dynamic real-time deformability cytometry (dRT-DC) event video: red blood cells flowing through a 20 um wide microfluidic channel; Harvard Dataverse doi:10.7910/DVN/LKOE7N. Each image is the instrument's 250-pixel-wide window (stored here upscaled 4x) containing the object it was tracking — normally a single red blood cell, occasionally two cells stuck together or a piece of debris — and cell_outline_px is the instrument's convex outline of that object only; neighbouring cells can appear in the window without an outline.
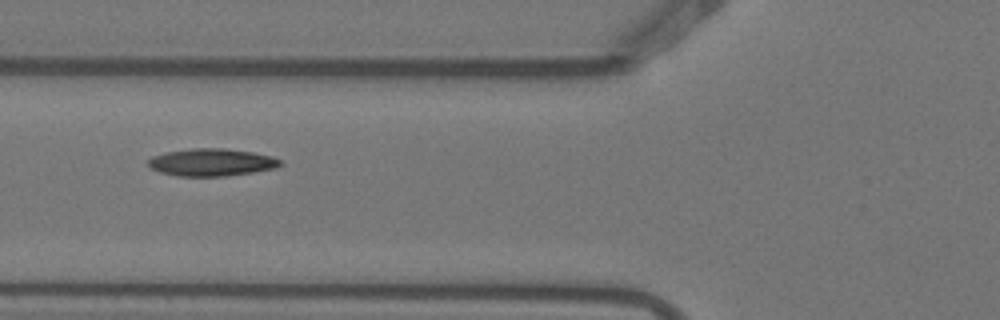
{"species": "Egyptian fruit bat (a non-hibernating species)", "species_latin": "Rousettus aegyptiacus", "temperature_condition": "warm", "stored_images_in_passage": 6, "camera_frame_rate_fps": 3000, "um_per_image_px": 0.085, "animal": {"sex": "female"}, "frame": {"image": 1, "passage_image": 2, "time_ms": 0.333, "image_size_px": [1000, 320], "cell_outline_px": [[284, 164], [276, 168], [252, 172], [224, 176], [176, 176], [160, 172], [152, 168], [148, 164], [148, 160], [152, 156], [164, 152], [192, 148], [224, 148], [252, 152], [272, 156], [280, 160]], "centroid_in_image_um": [17.98, 13.79], "position_along_channel_um": 107.8, "area_um2": 21.15}}
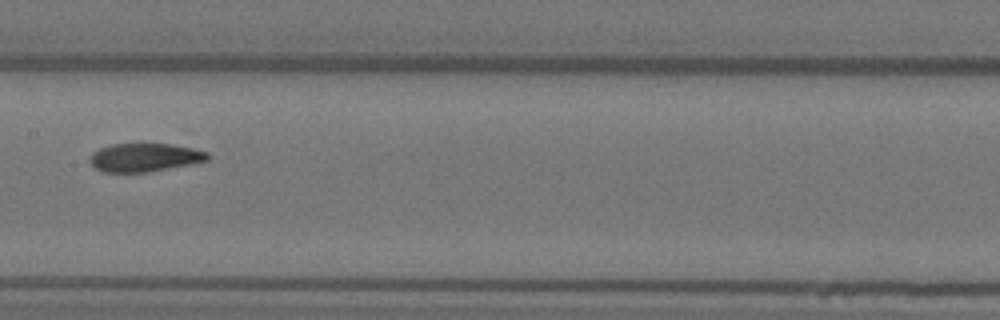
{"frame": {"image": 2, "passage_image": 4, "time_ms": 1.0, "image_size_px": [1000, 320], "cell_outline_px": [[212, 156], [208, 160], [148, 172], [104, 172], [96, 168], [88, 160], [92, 152], [100, 148], [112, 144], [172, 144], [192, 148], [208, 152]], "centroid_in_image_um": [12.29, 13.38], "position_along_channel_um": 195.1, "area_um2": 19.36}}
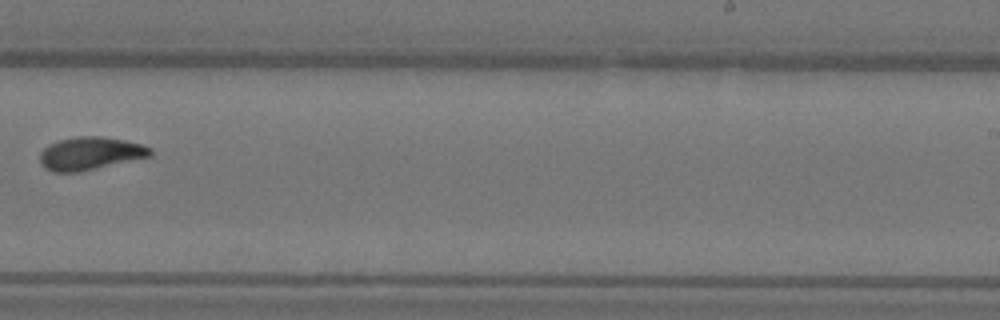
{"frame": {"image": 3, "passage_image": 6, "time_ms": 1.667, "image_size_px": [1000, 320], "cell_outline_px": [[152, 156], [80, 172], [52, 172], [44, 168], [40, 164], [40, 152], [48, 144], [60, 140], [76, 136], [104, 136], [124, 140], [140, 144], [152, 148]], "centroid_in_image_um": [7.65, 13.05], "position_along_channel_um": 281.3, "area_um2": 21.39}}